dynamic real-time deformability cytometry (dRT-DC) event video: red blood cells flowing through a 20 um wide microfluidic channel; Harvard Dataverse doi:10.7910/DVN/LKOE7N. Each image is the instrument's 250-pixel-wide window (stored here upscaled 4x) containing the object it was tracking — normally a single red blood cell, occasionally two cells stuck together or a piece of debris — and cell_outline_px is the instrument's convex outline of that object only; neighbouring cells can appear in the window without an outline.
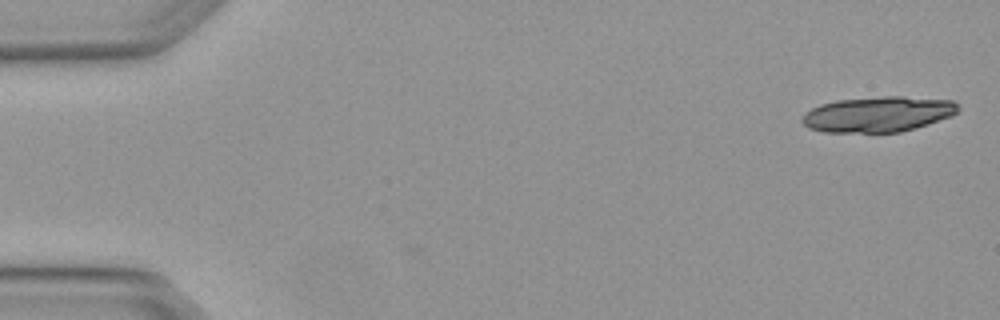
{"species": "Egyptian fruit bat (a non-hibernating species)", "species_latin": "Rousettus aegyptiacus", "temperature_condition": "warm", "stored_images_in_passage": 4, "camera_frame_rate_fps": 3000, "um_per_image_px": 0.085, "animal": {"sex": "female"}, "frame": {"image": 1, "passage_image": 1, "time_ms": 0.0, "image_size_px": [1000, 320], "cell_outline_px": [[960, 108], [952, 116], [916, 128], [900, 132], [824, 132], [808, 128], [800, 120], [804, 112], [820, 104], [836, 100], [884, 96], [904, 96], [952, 100]], "centroid_in_image_um": [74.61, 9.7], "position_along_channel_um": 10.4, "area_um2": 32.43}}